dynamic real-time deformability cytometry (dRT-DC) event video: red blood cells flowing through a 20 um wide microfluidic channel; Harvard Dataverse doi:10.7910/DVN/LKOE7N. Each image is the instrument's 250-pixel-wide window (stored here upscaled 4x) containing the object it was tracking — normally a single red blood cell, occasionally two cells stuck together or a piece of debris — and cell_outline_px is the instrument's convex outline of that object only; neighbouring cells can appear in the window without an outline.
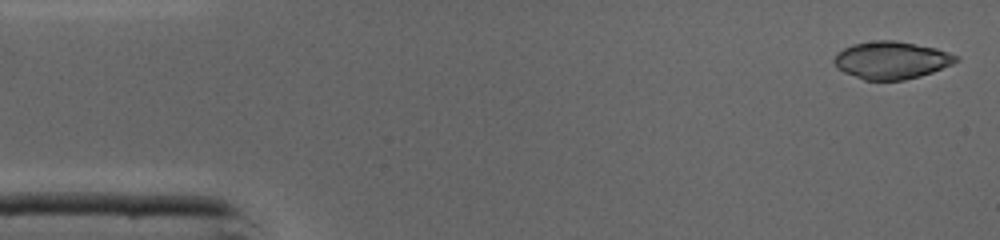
{"species": "common noctule bat (a hibernating species)", "species_latin": "Nyctalus noctula", "temperature_condition": "cold", "stored_images_in_passage": 44, "camera_frame_rate_fps": 3000, "um_per_image_px": 0.085, "animal": {"sex": "male", "body_mass_g": 19.0, "forearm_length_mm": 50.8}, "frame": {"image": 1, "passage_image": 1, "time_ms": 0.0, "image_size_px": [1000, 240], "cell_outline_px": [[960, 60], [952, 64], [932, 72], [920, 76], [904, 80], [864, 80], [844, 72], [836, 68], [832, 60], [836, 52], [852, 44], [876, 40], [896, 40], [936, 48], [960, 56]], "centroid_in_image_um": [75.75, 5.11], "position_along_channel_um": 9.2, "area_um2": 26.88}}